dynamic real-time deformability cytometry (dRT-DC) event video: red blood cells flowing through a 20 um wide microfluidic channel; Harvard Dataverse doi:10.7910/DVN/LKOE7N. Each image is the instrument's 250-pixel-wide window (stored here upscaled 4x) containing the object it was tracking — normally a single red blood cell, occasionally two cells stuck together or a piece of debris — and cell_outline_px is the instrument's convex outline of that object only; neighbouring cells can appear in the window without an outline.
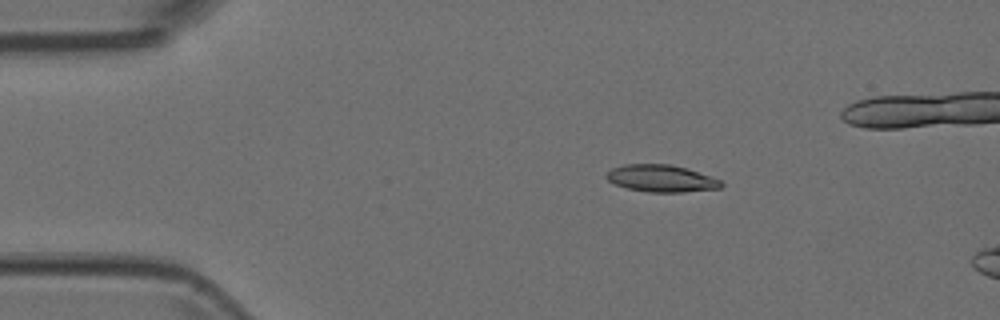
{"species": "Egyptian fruit bat (a non-hibernating species)", "species_latin": "Rousettus aegyptiacus", "temperature_condition": "room temperature", "stored_images_in_passage": 5, "camera_frame_rate_fps": 3000, "um_per_image_px": 0.085, "animal": {"sex": "female"}, "frame": {"image": 1, "passage_image": 3, "time_ms": 0.667, "image_size_px": [1000, 320], "cell_outline_px": [[724, 184], [720, 188], [684, 192], [648, 192], [628, 188], [616, 184], [608, 180], [604, 176], [612, 168], [624, 164], [672, 164], [688, 168], [712, 176], [720, 180]], "centroid_in_image_um": [56.24, 15.16], "position_along_channel_um": 28.8, "area_um2": 18.21}}